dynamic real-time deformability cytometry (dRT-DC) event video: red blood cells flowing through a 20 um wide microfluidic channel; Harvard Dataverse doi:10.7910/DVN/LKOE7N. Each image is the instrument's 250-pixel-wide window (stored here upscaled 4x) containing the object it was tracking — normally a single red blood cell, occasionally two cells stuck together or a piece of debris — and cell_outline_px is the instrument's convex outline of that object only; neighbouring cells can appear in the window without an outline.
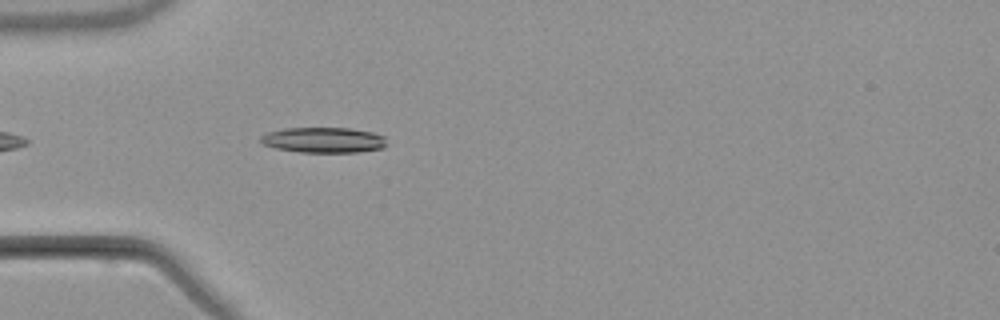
{"species": "common noctule bat (a hibernating species)", "species_latin": "Nyctalus noctula", "temperature_condition": "warm", "stored_images_in_passage": 3, "camera_frame_rate_fps": 3000, "um_per_image_px": 0.085, "animal": {"sex": "male", "body_mass_g": 21.5, "forearm_length_mm": 52.0}, "frame": {"image": 1, "passage_image": 3, "time_ms": 3.667, "image_size_px": [1000, 320], "cell_outline_px": [[388, 144], [384, 148], [356, 152], [300, 152], [276, 148], [264, 144], [260, 140], [260, 136], [268, 132], [284, 128], [348, 128], [372, 132], [384, 136]], "centroid_in_image_um": [27.53, 11.9], "position_along_channel_um": 57.5, "area_um2": 18.67}}